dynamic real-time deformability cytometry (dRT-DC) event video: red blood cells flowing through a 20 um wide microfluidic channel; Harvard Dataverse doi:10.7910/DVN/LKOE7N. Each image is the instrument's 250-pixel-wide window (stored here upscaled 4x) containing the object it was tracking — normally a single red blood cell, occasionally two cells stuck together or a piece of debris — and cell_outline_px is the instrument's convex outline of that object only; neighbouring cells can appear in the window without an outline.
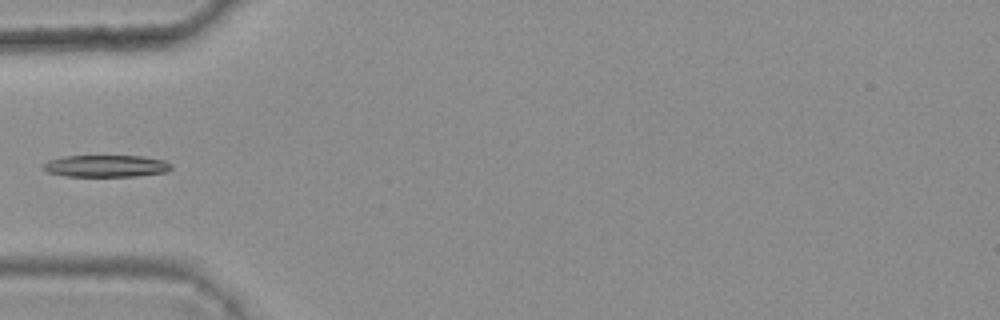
{"species": "common noctule bat (a hibernating species)", "species_latin": "Nyctalus noctula", "temperature_condition": "warm", "stored_images_in_passage": 4, "camera_frame_rate_fps": 3000, "um_per_image_px": 0.085, "animal": {"sex": "female", "body_mass_g": 25.1}, "frame": {"image": 1, "passage_image": 4, "time_ms": 1.0, "image_size_px": [1000, 320], "cell_outline_px": [[172, 168], [168, 172], [136, 176], [68, 176], [48, 172], [40, 168], [40, 164], [48, 160], [64, 156], [144, 156], [164, 160], [172, 164]], "centroid_in_image_um": [9.0, 14.11], "position_along_channel_um": 76.0, "area_um2": 16.59}}